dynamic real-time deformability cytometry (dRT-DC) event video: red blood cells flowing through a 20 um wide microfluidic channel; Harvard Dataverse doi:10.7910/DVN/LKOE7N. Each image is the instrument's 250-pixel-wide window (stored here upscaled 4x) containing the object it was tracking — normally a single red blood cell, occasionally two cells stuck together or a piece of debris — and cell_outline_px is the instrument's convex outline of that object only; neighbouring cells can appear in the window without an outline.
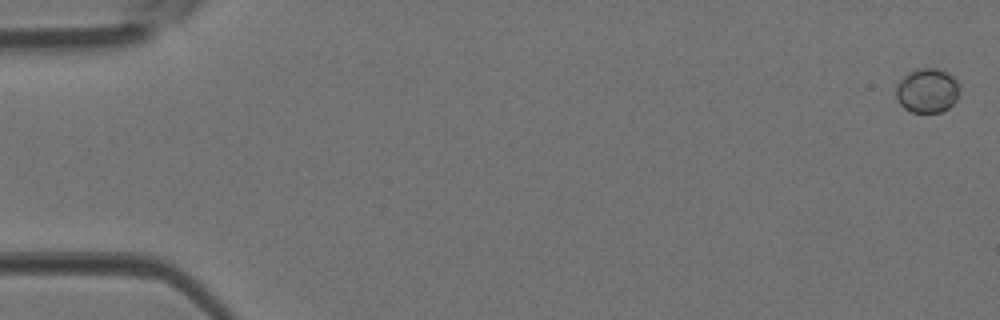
{"species": "Egyptian fruit bat (a non-hibernating species)", "species_latin": "Rousettus aegyptiacus", "temperature_condition": "room temperature", "stored_images_in_passage": 9, "camera_frame_rate_fps": 3000, "um_per_image_px": 0.085, "animal": {"sex": "female"}, "frame": {"image": 1, "passage_image": 1, "time_ms": 0.0, "image_size_px": [1000, 320], "cell_outline_px": [[960, 88], [956, 100], [948, 108], [940, 112], [912, 112], [904, 108], [896, 100], [896, 84], [908, 72], [916, 68], [940, 68], [948, 72], [956, 80]], "centroid_in_image_um": [78.8, 7.68], "position_along_channel_um": 6.2, "area_um2": 16.65}}